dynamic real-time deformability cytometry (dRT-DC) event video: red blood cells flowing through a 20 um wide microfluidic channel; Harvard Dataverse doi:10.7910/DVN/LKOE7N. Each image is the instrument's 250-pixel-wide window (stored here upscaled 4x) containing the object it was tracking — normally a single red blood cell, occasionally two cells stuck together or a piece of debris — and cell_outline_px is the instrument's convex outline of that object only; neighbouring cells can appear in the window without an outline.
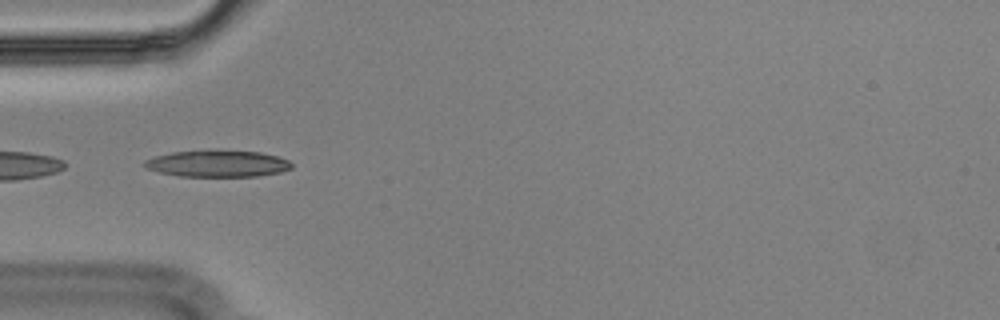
{"species": "Egyptian fruit bat (a non-hibernating species)", "species_latin": "Rousettus aegyptiacus", "temperature_condition": "cold", "stored_images_in_passage": 12, "camera_frame_rate_fps": 3000, "um_per_image_px": 0.085, "animal": {"sex": "male"}, "frame": {"image": 1, "passage_image": 3, "time_ms": 0.667, "image_size_px": [1000, 320], "cell_outline_px": [[292, 168], [280, 172], [256, 176], [180, 176], [160, 172], [144, 168], [144, 160], [156, 156], [172, 152], [260, 152], [276, 156], [288, 160], [292, 164]], "centroid_in_image_um": [18.49, 13.93], "position_along_channel_um": 66.5, "area_um2": 22.02}}